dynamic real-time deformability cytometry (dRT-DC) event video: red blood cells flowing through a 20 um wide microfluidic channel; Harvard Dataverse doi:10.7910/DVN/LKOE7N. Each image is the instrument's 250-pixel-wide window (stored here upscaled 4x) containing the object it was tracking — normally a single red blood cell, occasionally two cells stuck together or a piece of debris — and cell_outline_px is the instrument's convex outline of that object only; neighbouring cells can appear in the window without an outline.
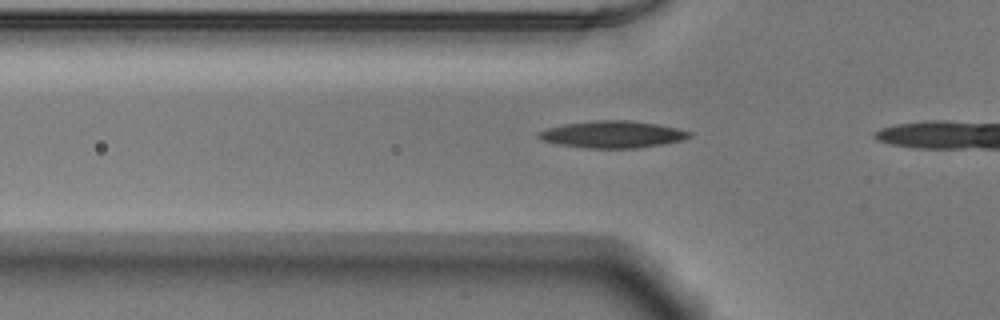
{"species": "Egyptian fruit bat (a non-hibernating species)", "species_latin": "Rousettus aegyptiacus", "temperature_condition": "warm", "stored_images_in_passage": 12, "camera_frame_rate_fps": 3000, "um_per_image_px": 0.085, "animal": {"sex": "male"}, "frame": {"image": 1, "passage_image": 6, "time_ms": 1.667, "image_size_px": [1000, 320], "cell_outline_px": [[692, 136], [680, 140], [660, 144], [636, 148], [588, 148], [556, 144], [540, 140], [536, 136], [540, 132], [548, 128], [564, 124], [596, 120], [628, 120], [656, 124], [676, 128], [692, 132]], "centroid_in_image_um": [52.03, 11.42], "position_along_channel_um": 73.8, "area_um2": 23.47}}
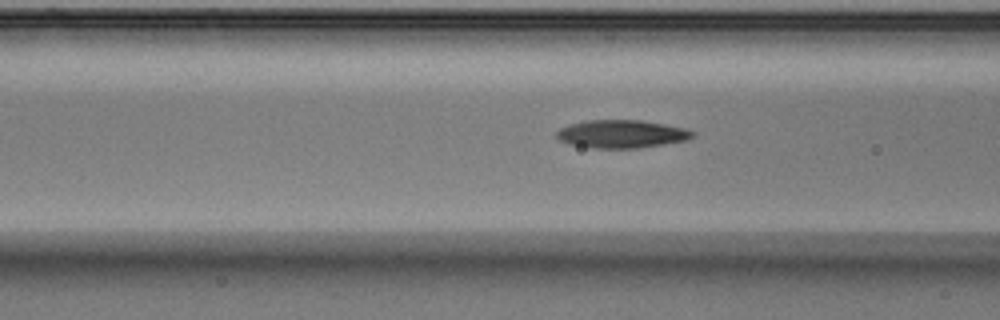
{"frame": {"image": 2, "passage_image": 9, "time_ms": 2.667, "image_size_px": [1000, 320], "cell_outline_px": [[696, 136], [688, 140], [664, 144], [636, 148], [592, 148], [568, 144], [560, 140], [556, 136], [556, 132], [560, 128], [572, 124], [588, 120], [640, 120], [688, 128], [696, 132]], "centroid_in_image_um": [52.89, 11.39], "position_along_channel_um": 113.7, "area_um2": 22.31}}